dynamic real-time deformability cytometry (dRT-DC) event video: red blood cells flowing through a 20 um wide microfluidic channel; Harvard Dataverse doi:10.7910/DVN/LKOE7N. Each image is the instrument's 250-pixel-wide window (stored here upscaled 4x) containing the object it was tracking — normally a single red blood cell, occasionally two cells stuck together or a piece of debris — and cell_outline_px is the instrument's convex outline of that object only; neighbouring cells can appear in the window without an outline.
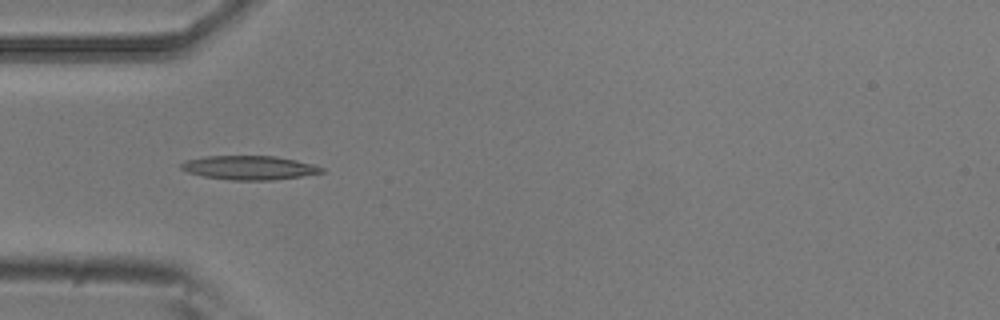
{"species": "common noctule bat (a hibernating species)", "species_latin": "Nyctalus noctula", "temperature_condition": "room temperature", "stored_images_in_passage": 5, "camera_frame_rate_fps": 3000, "um_per_image_px": 0.085, "animal": {"sex": "male", "body_mass_g": 20.5, "forearm_length_mm": 52.5}, "frame": {"image": 1, "passage_image": 5, "time_ms": 1.333, "image_size_px": [1000, 320], "cell_outline_px": [[324, 172], [300, 176], [272, 180], [232, 180], [204, 176], [188, 172], [180, 168], [180, 164], [184, 160], [208, 156], [276, 156], [296, 160], [312, 164], [324, 168]], "centroid_in_image_um": [21.17, 14.25], "position_along_channel_um": 63.8, "area_um2": 19.48}}